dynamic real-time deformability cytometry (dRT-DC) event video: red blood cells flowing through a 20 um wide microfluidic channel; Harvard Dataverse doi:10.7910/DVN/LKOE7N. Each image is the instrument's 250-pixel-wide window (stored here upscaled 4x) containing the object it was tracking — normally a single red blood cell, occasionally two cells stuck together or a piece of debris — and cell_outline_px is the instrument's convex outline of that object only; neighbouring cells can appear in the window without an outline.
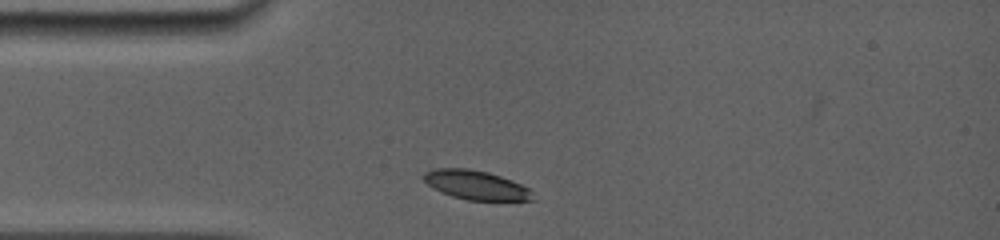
{"species": "common noctule bat (a hibernating species)", "species_latin": "Nyctalus noctula", "temperature_condition": "room temperature", "stored_images_in_passage": 18, "camera_frame_rate_fps": 5000, "um_per_image_px": 0.085, "animal": {"sex": "female", "body_mass_g": 19.0, "forearm_length_mm": 56.7}, "frame": {"image": 1, "passage_image": 1, "time_ms": 0.0, "image_size_px": [1000, 240], "cell_outline_px": [[536, 200], [468, 200], [452, 196], [440, 192], [432, 188], [424, 180], [424, 172], [432, 168], [468, 168], [488, 172], [512, 180], [528, 188], [532, 192]], "centroid_in_image_um": [40.44, 15.72], "position_along_channel_um": 44.6, "area_um2": 18.55}}
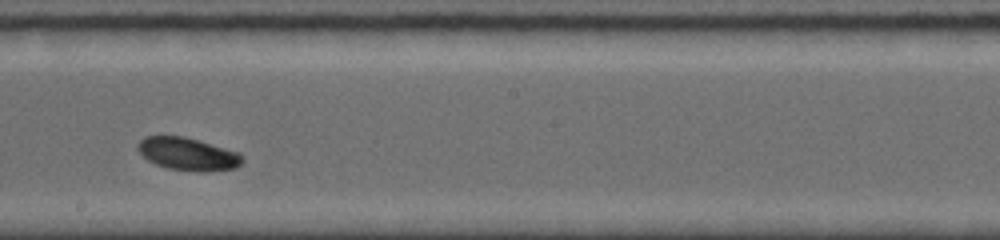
{"frame": {"image": 2, "passage_image": 8, "time_ms": 5.2, "image_size_px": [1000, 240], "cell_outline_px": [[244, 160], [236, 168], [200, 172], [168, 168], [156, 164], [148, 160], [136, 148], [136, 144], [144, 136], [184, 136], [240, 152]], "centroid_in_image_um": [15.97, 13.08], "position_along_channel_um": 232.2, "area_um2": 19.94}}
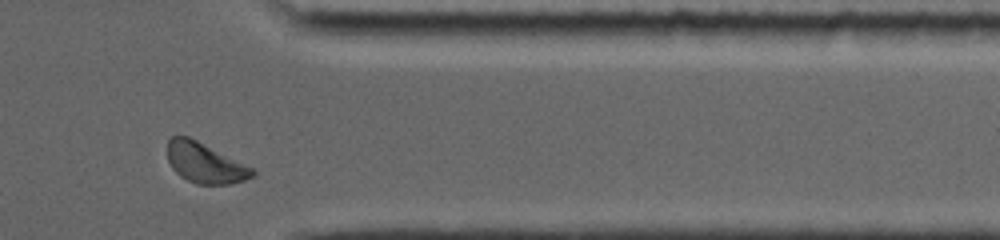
{"frame": {"image": 3, "passage_image": 16, "time_ms": 9.4, "image_size_px": [1000, 240], "cell_outline_px": [[256, 176], [244, 180], [228, 184], [196, 184], [180, 176], [172, 168], [168, 160], [168, 140], [172, 136], [188, 136], [252, 168], [256, 172]], "centroid_in_image_um": [17.41, 13.86], "position_along_channel_um": 394.0, "area_um2": 19.59}, "authors_computed_cell_mechanics": {"area_um2": 19.5364, "velocity_mm_per_s": 3.8832, "shape_relaxation_time_tau1_ms": 2.1454, "shape_relaxation_time_tau2_ms": null, "deformation_change_tau1": 0.0813, "deformation_change_tau2": null}}